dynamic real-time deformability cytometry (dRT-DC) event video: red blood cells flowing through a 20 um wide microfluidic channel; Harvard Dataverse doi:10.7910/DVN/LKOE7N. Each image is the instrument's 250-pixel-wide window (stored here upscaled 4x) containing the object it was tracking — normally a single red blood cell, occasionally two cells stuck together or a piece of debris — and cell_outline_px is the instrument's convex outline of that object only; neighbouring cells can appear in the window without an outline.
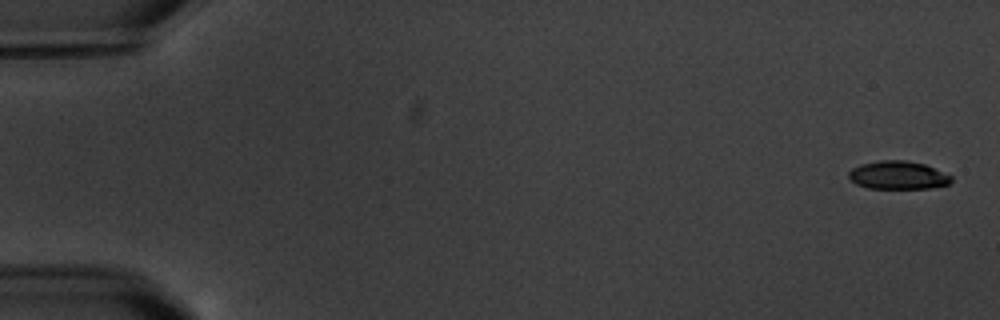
{"species": "common noctule bat (a hibernating species)", "species_latin": "Nyctalus noctula", "temperature_condition": "warm", "stored_images_in_passage": 6, "camera_frame_rate_fps": 3000, "um_per_image_px": 0.085, "animal": {"sex": "male", "body_mass_g": 20.1, "forearm_length_mm": 53.5}, "frame": {"image": 1, "passage_image": 1, "time_ms": 0.0, "image_size_px": [1000, 320], "cell_outline_px": [[952, 180], [948, 184], [928, 188], [868, 188], [856, 184], [848, 176], [848, 172], [852, 168], [864, 164], [880, 160], [904, 160], [924, 164], [952, 176]], "centroid_in_image_um": [76.32, 14.89], "position_along_channel_um": 8.7, "area_um2": 16.59}}
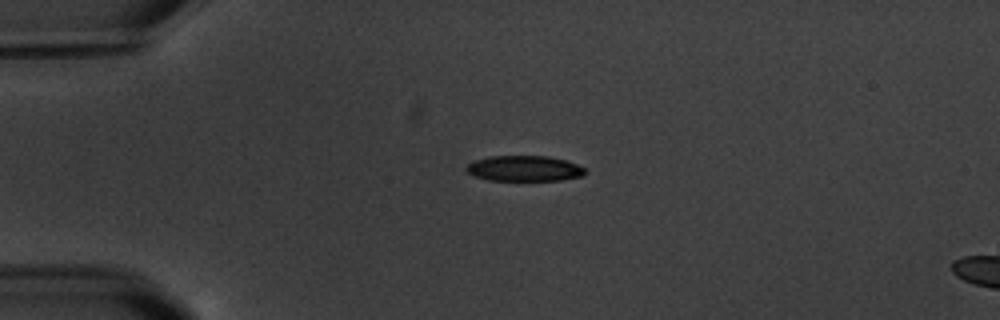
{"frame": {"image": 2, "passage_image": 5, "time_ms": 4.333, "image_size_px": [1000, 320], "cell_outline_px": [[584, 176], [560, 180], [488, 180], [476, 176], [468, 172], [464, 168], [468, 164], [476, 160], [488, 156], [548, 156], [564, 160], [576, 164], [584, 168]], "centroid_in_image_um": [44.55, 14.32], "position_along_channel_um": 40.4, "area_um2": 17.51}}